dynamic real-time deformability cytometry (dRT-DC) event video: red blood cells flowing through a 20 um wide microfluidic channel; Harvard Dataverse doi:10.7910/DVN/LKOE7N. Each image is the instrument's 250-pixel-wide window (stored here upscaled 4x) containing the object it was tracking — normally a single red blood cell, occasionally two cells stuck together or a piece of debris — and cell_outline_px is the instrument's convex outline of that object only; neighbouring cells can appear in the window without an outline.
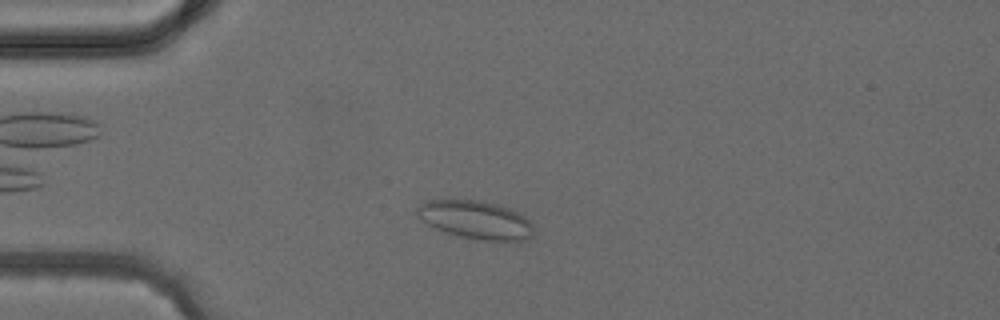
{"species": "common noctule bat (a hibernating species)", "species_latin": "Nyctalus noctula", "temperature_condition": "cold", "stored_images_in_passage": 3, "camera_frame_rate_fps": 3000, "um_per_image_px": 0.085, "animal": {"sex": "female", "body_mass_g": 24.6, "forearm_length_mm": 56.2}, "frame": {"image": 1, "passage_image": 2, "time_ms": 1.333, "image_size_px": [1000, 320], "cell_outline_px": [[536, 236], [524, 240], [480, 240], [460, 236], [436, 228], [428, 224], [416, 212], [416, 208], [420, 204], [428, 200], [480, 200], [496, 204], [508, 208], [524, 216], [532, 224]], "centroid_in_image_um": [40.48, 18.68], "position_along_channel_um": 44.5, "area_um2": 25.66}}